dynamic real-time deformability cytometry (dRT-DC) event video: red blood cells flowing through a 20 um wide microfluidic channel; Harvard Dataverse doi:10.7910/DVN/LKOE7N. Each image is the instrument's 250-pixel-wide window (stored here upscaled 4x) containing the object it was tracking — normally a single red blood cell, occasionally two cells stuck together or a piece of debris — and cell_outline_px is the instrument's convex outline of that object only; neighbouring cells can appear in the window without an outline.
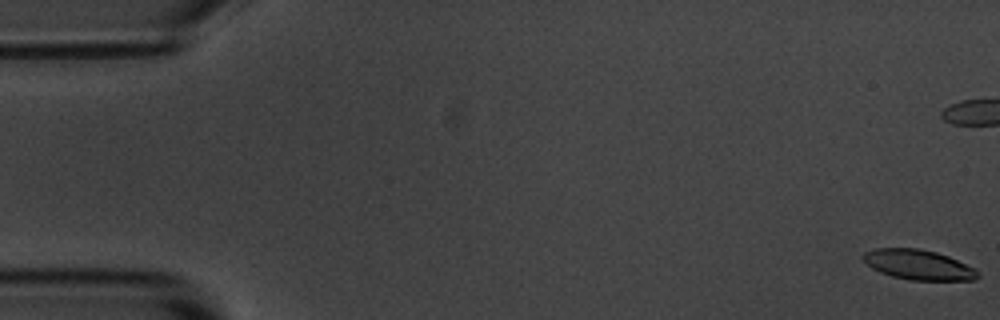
{"species": "common noctule bat (a hibernating species)", "species_latin": "Nyctalus noctula", "temperature_condition": "room temperature", "stored_images_in_passage": 57, "camera_frame_rate_fps": 3000, "um_per_image_px": 0.085, "animal": {"sex": "male", "body_mass_g": 20.1, "forearm_length_mm": 53.5}, "frame": {"image": 1, "passage_image": 1, "time_ms": 0.0, "image_size_px": [1000, 320], "cell_outline_px": [[980, 276], [976, 280], [912, 280], [892, 276], [880, 272], [872, 268], [860, 256], [864, 252], [876, 248], [920, 248], [936, 252], [948, 256], [976, 268], [980, 272]], "centroid_in_image_um": [78.09, 22.5], "position_along_channel_um": 6.9, "area_um2": 20.17}, "authors_computed_cell_mechanics": {"area_um2": 21.964, "velocity_mm_per_s": 3.5823, "shape_relaxation_time_tau1_ms": 2.4592, "shape_relaxation_time_tau2_ms": 3.7157, "deformation_change_tau1": 0.1384, "deformation_change_tau2": 0.0932}}